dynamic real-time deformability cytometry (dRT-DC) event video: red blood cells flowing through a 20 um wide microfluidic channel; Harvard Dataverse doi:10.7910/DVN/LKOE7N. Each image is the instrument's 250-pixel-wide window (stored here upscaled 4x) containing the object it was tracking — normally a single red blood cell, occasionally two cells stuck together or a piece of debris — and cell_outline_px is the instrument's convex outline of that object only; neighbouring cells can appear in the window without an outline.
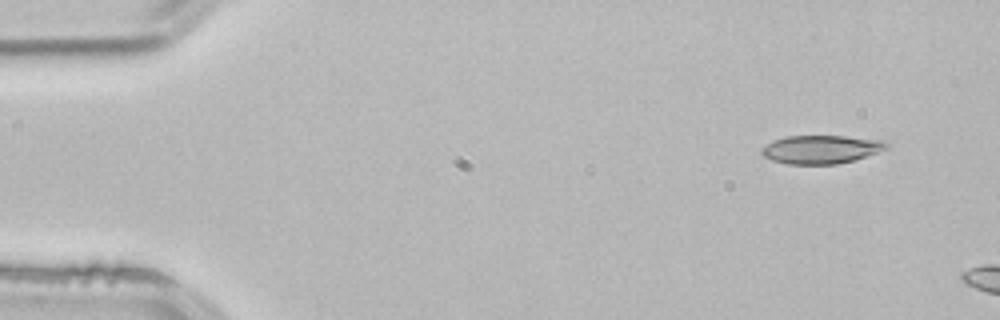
{"species": "common noctule bat (a hibernating species)", "species_latin": "Nyctalus noctula", "temperature_condition": "room temperature", "stored_images_in_passage": 4, "camera_frame_rate_fps": 3000, "um_per_image_px": 0.085, "animal": {"sex": "male", "body_mass_g": 21.5, "forearm_length_mm": 52.0}, "frame": {"image": 1, "passage_image": 1, "time_ms": 0.0, "image_size_px": [1000, 320], "cell_outline_px": [[888, 148], [852, 160], [836, 164], [788, 164], [772, 160], [764, 156], [760, 152], [768, 144], [776, 140], [788, 136], [844, 136], [884, 140], [888, 144]], "centroid_in_image_um": [69.8, 12.69], "position_along_channel_um": 15.2, "area_um2": 20.23}}